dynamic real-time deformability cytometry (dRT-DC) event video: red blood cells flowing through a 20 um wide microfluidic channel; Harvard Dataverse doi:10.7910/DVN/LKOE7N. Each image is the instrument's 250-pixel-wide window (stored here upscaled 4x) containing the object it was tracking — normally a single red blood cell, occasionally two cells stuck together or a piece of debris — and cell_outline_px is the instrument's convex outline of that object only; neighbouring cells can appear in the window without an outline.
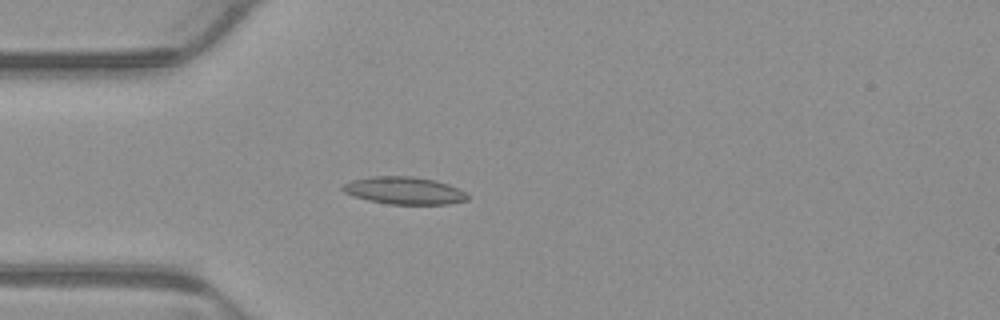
{"species": "common noctule bat (a hibernating species)", "species_latin": "Nyctalus noctula", "temperature_condition": "warm", "stored_images_in_passage": 4, "camera_frame_rate_fps": 3000, "um_per_image_px": 0.085, "animal": {"sex": "male", "body_mass_g": 23.1, "forearm_length_mm": 52.7}, "frame": {"image": 1, "passage_image": 4, "time_ms": 1.0, "image_size_px": [1000, 320], "cell_outline_px": [[468, 200], [448, 204], [388, 204], [368, 200], [344, 192], [340, 188], [344, 184], [352, 180], [368, 176], [412, 176], [436, 180], [448, 184], [464, 192], [468, 196]], "centroid_in_image_um": [34.34, 16.19], "position_along_channel_um": 50.7, "area_um2": 19.88}}